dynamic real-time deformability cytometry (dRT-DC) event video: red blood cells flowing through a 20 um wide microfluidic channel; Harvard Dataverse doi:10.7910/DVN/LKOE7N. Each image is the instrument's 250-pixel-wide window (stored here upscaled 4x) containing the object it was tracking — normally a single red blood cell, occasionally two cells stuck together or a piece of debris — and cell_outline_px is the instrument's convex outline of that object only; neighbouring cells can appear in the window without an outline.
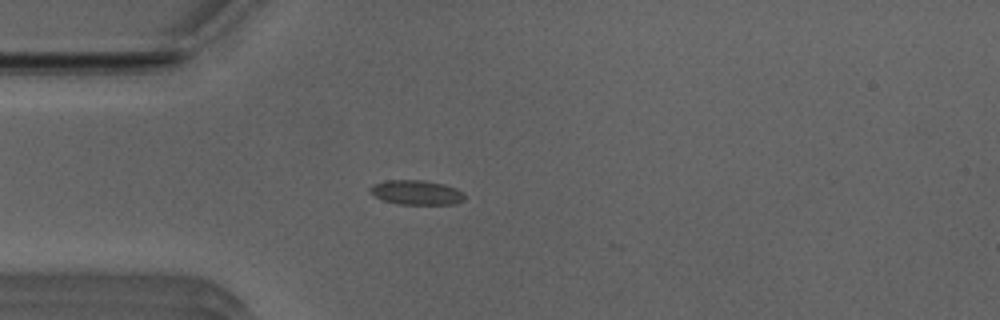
{"species": "Egyptian fruit bat (a non-hibernating species)", "species_latin": "Rousettus aegyptiacus", "temperature_condition": "room temperature", "stored_images_in_passage": 4, "camera_frame_rate_fps": 3000, "um_per_image_px": 0.085, "animal": {"sex": "male"}, "frame": {"image": 1, "passage_image": 2, "time_ms": 0.333, "image_size_px": [1000, 320], "cell_outline_px": [[464, 200], [456, 204], [396, 204], [384, 200], [368, 192], [368, 188], [372, 184], [388, 180], [424, 180], [444, 184], [456, 188], [464, 192]], "centroid_in_image_um": [35.39, 16.35], "position_along_channel_um": 49.6, "area_um2": 13.64}}